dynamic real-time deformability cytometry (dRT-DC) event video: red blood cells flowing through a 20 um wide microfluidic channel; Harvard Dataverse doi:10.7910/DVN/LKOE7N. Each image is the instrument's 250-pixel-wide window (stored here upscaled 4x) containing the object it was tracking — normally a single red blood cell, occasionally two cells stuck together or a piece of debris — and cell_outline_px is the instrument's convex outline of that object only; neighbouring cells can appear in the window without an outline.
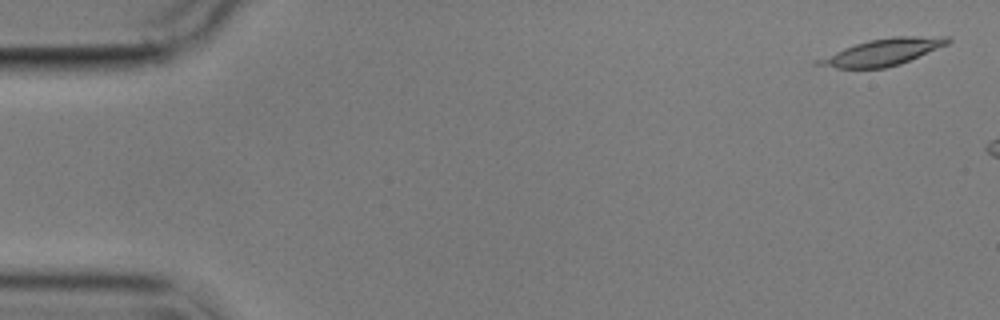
{"species": "common noctule bat (a hibernating species)", "species_latin": "Nyctalus noctula", "temperature_condition": "cold", "stored_images_in_passage": 6, "camera_frame_rate_fps": 3000, "um_per_image_px": 0.085, "animal": {"sex": "male", "body_mass_g": 17.9}, "frame": {"image": 1, "passage_image": 1, "time_ms": 0.0, "image_size_px": [1000, 320], "cell_outline_px": [[952, 40], [948, 44], [900, 64], [884, 68], [836, 68], [812, 64], [812, 60], [844, 48], [868, 40], [892, 36], [948, 36]], "centroid_in_image_um": [74.99, 4.43], "position_along_channel_um": 10.0, "area_um2": 20.23}}
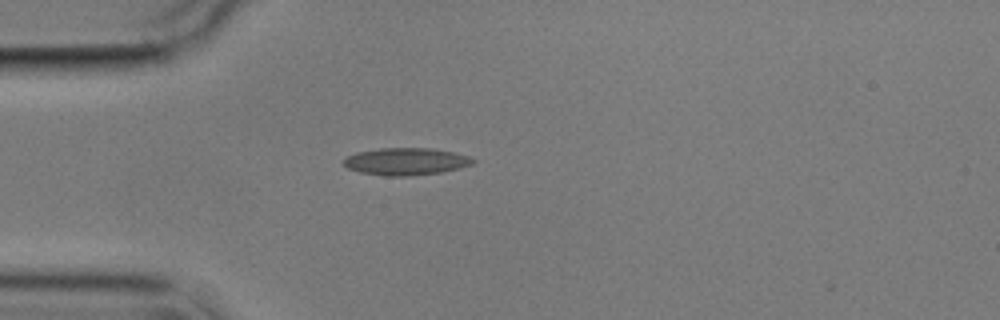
{"frame": {"image": 2, "passage_image": 5, "time_ms": 6.667, "image_size_px": [1000, 320], "cell_outline_px": [[476, 160], [472, 164], [460, 168], [440, 172], [408, 176], [384, 176], [360, 172], [348, 168], [344, 164], [344, 160], [348, 156], [356, 152], [380, 148], [432, 148], [452, 152], [468, 156]], "centroid_in_image_um": [34.5, 13.72], "position_along_channel_um": 50.5, "area_um2": 20.4}}